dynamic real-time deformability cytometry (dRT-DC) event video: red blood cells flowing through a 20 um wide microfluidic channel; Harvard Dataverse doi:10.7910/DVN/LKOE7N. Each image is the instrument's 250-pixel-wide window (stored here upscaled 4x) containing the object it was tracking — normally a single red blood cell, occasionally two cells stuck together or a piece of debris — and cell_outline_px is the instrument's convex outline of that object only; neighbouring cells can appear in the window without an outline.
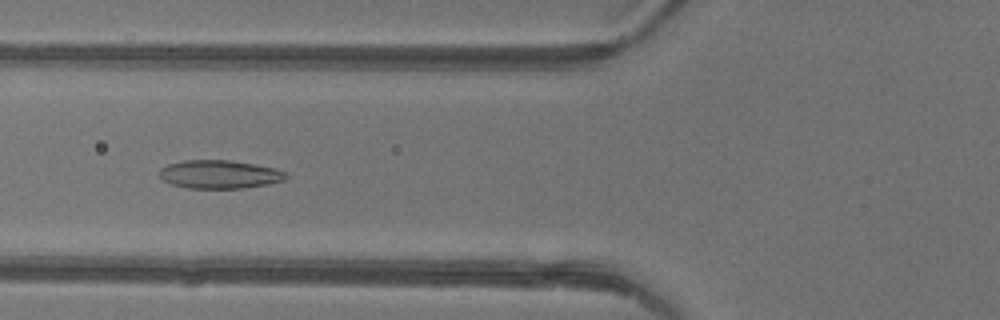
{"species": "common noctule bat (a hibernating species)", "species_latin": "Nyctalus noctula", "temperature_condition": "warm", "stored_images_in_passage": 48, "camera_frame_rate_fps": 3000, "um_per_image_px": 0.085, "animal": {"sex": "female"}, "frame": {"image": 1, "passage_image": 19, "time_ms": 6.0, "image_size_px": [1000, 320], "cell_outline_px": [[288, 176], [284, 180], [268, 184], [240, 188], [188, 188], [172, 184], [164, 180], [160, 176], [160, 168], [168, 164], [184, 160], [228, 160], [256, 164], [276, 168], [284, 172]], "centroid_in_image_um": [18.66, 14.81], "position_along_channel_um": 107.1, "area_um2": 20.81}}
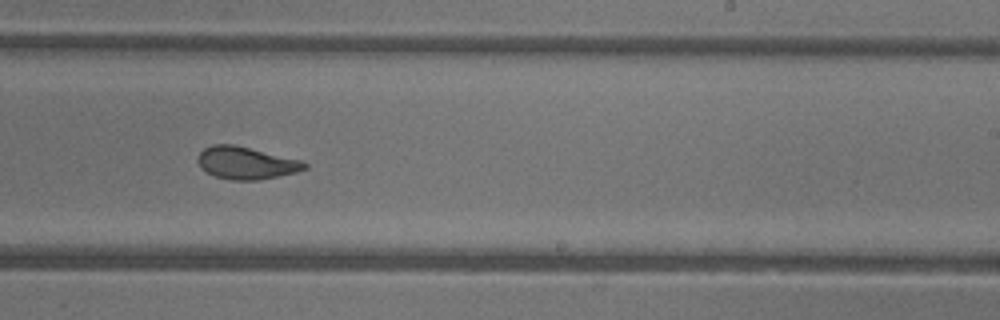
{"frame": {"image": 2, "passage_image": 30, "time_ms": 9.667, "image_size_px": [1000, 320], "cell_outline_px": [[308, 168], [296, 172], [260, 180], [232, 180], [216, 176], [200, 168], [196, 160], [200, 152], [204, 148], [212, 144], [232, 144], [300, 160], [308, 164]], "centroid_in_image_um": [20.89, 13.85], "position_along_channel_um": 268.1, "area_um2": 20.0}}
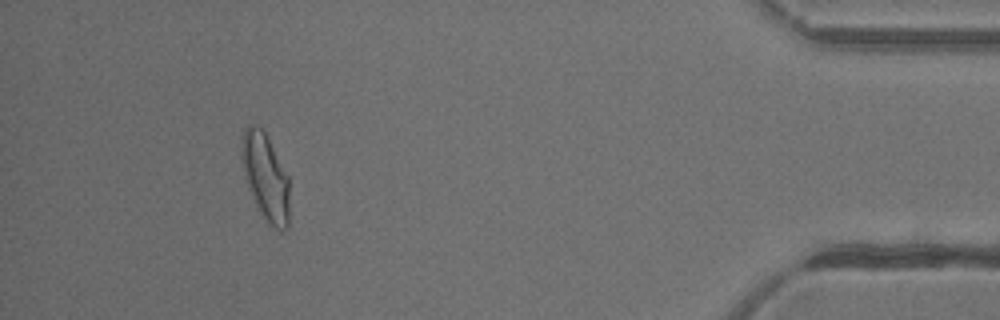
{"frame": {"image": 3, "passage_image": 44, "time_ms": 14.333, "image_size_px": [1000, 320], "cell_outline_px": [[288, 228], [280, 232], [268, 224], [264, 220], [256, 208], [244, 176], [240, 160], [240, 140], [244, 128], [248, 124], [252, 124], [260, 128], [264, 132], [288, 176]], "centroid_in_image_um": [22.52, 15.07], "position_along_channel_um": 412.7, "area_um2": 24.51}, "authors_computed_cell_mechanics": {"area_um2": 22.0218, "velocity_mm_per_s": 4.3935, "shape_relaxation_time_tau1_ms": 5.1257, "shape_relaxation_time_tau2_ms": 1.4898, "deformation_change_tau1": 0.1654, "deformation_change_tau2": 0.0743}}